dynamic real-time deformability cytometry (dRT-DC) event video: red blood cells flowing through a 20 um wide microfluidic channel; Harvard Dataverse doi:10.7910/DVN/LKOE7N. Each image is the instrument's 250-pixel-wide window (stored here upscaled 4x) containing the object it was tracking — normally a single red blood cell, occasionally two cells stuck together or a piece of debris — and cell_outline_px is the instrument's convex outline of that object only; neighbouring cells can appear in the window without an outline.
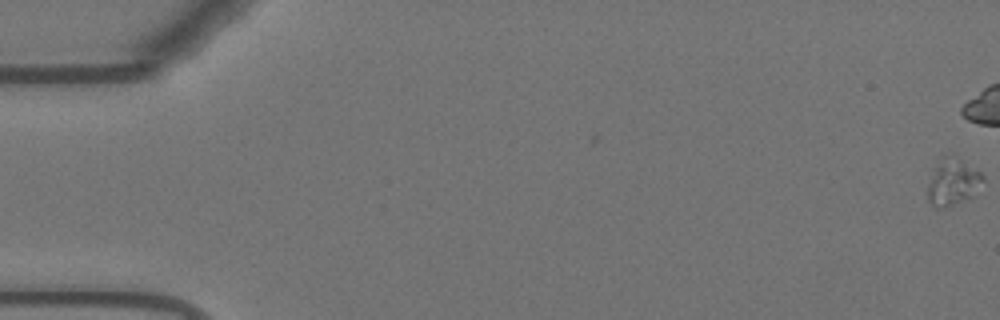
{"species": "Egyptian fruit bat (a non-hibernating species)", "species_latin": "Rousettus aegyptiacus", "temperature_condition": "warm", "stored_images_in_passage": 58, "camera_frame_rate_fps": 3000, "um_per_image_px": 0.085, "animal": {"sex": "female"}, "frame": {"image": 1, "passage_image": 1, "time_ms": 0.0, "image_size_px": [1000, 320], "cell_outline_px": [[984, 180], [972, 196], [952, 204], [940, 208], [936, 208], [928, 200], [928, 184], [932, 168], [940, 156], [944, 152], [948, 152], [980, 172], [984, 176]], "centroid_in_image_um": [80.94, 15.4], "position_along_channel_um": 4.1, "area_um2": 15.09}}
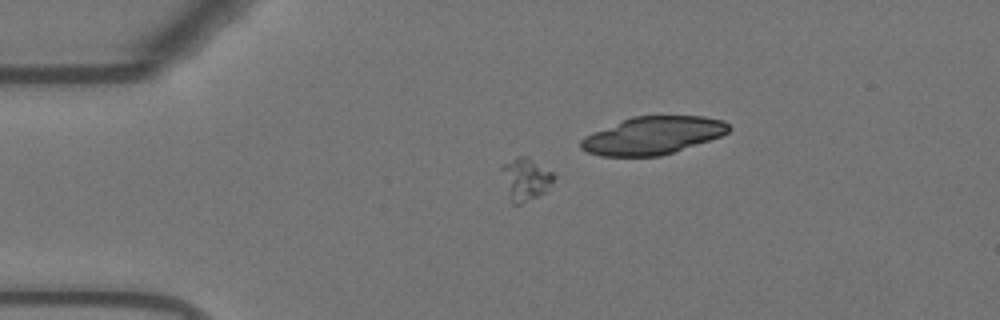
{"frame": {"image": 2, "passage_image": 15, "time_ms": 4.667, "image_size_px": [1000, 320], "cell_outline_px": [[556, 176], [552, 184], [544, 192], [520, 204], [512, 204], [500, 168], [500, 164], [516, 156], [528, 156], [556, 172]], "centroid_in_image_um": [44.7, 15.16], "position_along_channel_um": 40.3, "area_um2": 13.12}}
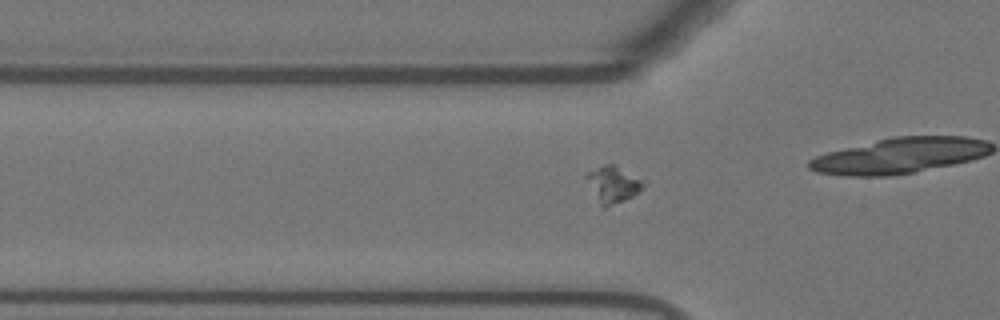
{"frame": {"image": 3, "passage_image": 20, "time_ms": 6.333, "image_size_px": [1000, 320], "cell_outline_px": [[648, 184], [632, 196], [624, 200], [604, 208], [600, 204], [584, 176], [588, 172], [604, 164], [612, 164]], "centroid_in_image_um": [52.09, 15.68], "position_along_channel_um": 73.7, "area_um2": 11.62}}